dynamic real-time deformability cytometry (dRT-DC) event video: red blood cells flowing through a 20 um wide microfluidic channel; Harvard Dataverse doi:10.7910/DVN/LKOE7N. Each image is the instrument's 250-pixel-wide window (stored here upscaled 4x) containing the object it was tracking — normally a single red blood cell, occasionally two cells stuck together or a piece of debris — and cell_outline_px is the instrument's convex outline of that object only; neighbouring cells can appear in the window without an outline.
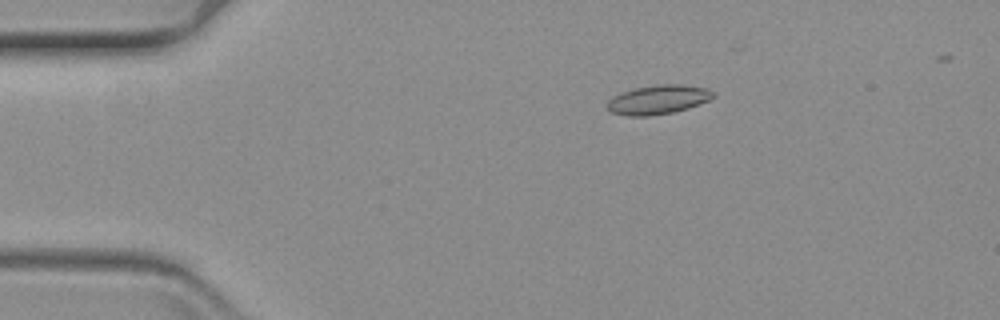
{"species": "common noctule bat (a hibernating species)", "species_latin": "Nyctalus noctula", "temperature_condition": "warm", "stored_images_in_passage": 8, "camera_frame_rate_fps": 3000, "um_per_image_px": 0.085, "animal": {"sex": "female", "body_mass_g": 19.3, "forearm_length_mm": 54.1}, "frame": {"image": 1, "passage_image": 4, "time_ms": 1.0, "image_size_px": [1000, 320], "cell_outline_px": [[716, 96], [708, 100], [688, 108], [672, 112], [648, 116], [628, 116], [612, 112], [608, 108], [608, 100], [612, 96], [620, 92], [632, 88], [656, 84], [680, 84], [708, 88], [716, 92]], "centroid_in_image_um": [55.95, 8.45], "position_along_channel_um": 29.1, "area_um2": 18.15}}